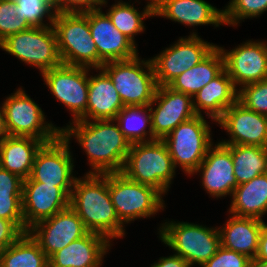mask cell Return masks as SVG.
Listing matches in <instances>:
<instances>
[{"label":"cell","instance_id":"obj_1","mask_svg":"<svg viewBox=\"0 0 267 267\" xmlns=\"http://www.w3.org/2000/svg\"><path fill=\"white\" fill-rule=\"evenodd\" d=\"M115 120H76L60 135L67 141L75 136L88 155L94 171L88 174L122 172L131 144L124 137ZM114 123V124H113Z\"/></svg>","mask_w":267,"mask_h":267},{"label":"cell","instance_id":"obj_2","mask_svg":"<svg viewBox=\"0 0 267 267\" xmlns=\"http://www.w3.org/2000/svg\"><path fill=\"white\" fill-rule=\"evenodd\" d=\"M69 206L89 232L101 234L108 240L124 236V224L119 220L109 194V173H86L85 178H76Z\"/></svg>","mask_w":267,"mask_h":267},{"label":"cell","instance_id":"obj_3","mask_svg":"<svg viewBox=\"0 0 267 267\" xmlns=\"http://www.w3.org/2000/svg\"><path fill=\"white\" fill-rule=\"evenodd\" d=\"M53 27L62 64L95 70L102 67L104 62L98 56L88 18L83 13H55Z\"/></svg>","mask_w":267,"mask_h":267},{"label":"cell","instance_id":"obj_4","mask_svg":"<svg viewBox=\"0 0 267 267\" xmlns=\"http://www.w3.org/2000/svg\"><path fill=\"white\" fill-rule=\"evenodd\" d=\"M121 173L164 194L175 175V167L166 144L155 139L131 144Z\"/></svg>","mask_w":267,"mask_h":267},{"label":"cell","instance_id":"obj_5","mask_svg":"<svg viewBox=\"0 0 267 267\" xmlns=\"http://www.w3.org/2000/svg\"><path fill=\"white\" fill-rule=\"evenodd\" d=\"M100 69L110 77L124 106H148L153 101L157 84L151 59L140 62L137 55L104 63Z\"/></svg>","mask_w":267,"mask_h":267},{"label":"cell","instance_id":"obj_6","mask_svg":"<svg viewBox=\"0 0 267 267\" xmlns=\"http://www.w3.org/2000/svg\"><path fill=\"white\" fill-rule=\"evenodd\" d=\"M159 229L160 238L167 246L188 262L204 265L219 249L218 228H207L188 222H165Z\"/></svg>","mask_w":267,"mask_h":267},{"label":"cell","instance_id":"obj_7","mask_svg":"<svg viewBox=\"0 0 267 267\" xmlns=\"http://www.w3.org/2000/svg\"><path fill=\"white\" fill-rule=\"evenodd\" d=\"M109 194L119 220L125 224L150 217L164 209L162 193L156 188L128 179L123 173H109Z\"/></svg>","mask_w":267,"mask_h":267},{"label":"cell","instance_id":"obj_8","mask_svg":"<svg viewBox=\"0 0 267 267\" xmlns=\"http://www.w3.org/2000/svg\"><path fill=\"white\" fill-rule=\"evenodd\" d=\"M209 129L204 116L196 115L182 122L163 139L175 168L180 165L188 175L195 174L213 145Z\"/></svg>","mask_w":267,"mask_h":267},{"label":"cell","instance_id":"obj_9","mask_svg":"<svg viewBox=\"0 0 267 267\" xmlns=\"http://www.w3.org/2000/svg\"><path fill=\"white\" fill-rule=\"evenodd\" d=\"M0 48L22 62L38 67L41 73L62 64L53 24L9 35L0 42Z\"/></svg>","mask_w":267,"mask_h":267},{"label":"cell","instance_id":"obj_10","mask_svg":"<svg viewBox=\"0 0 267 267\" xmlns=\"http://www.w3.org/2000/svg\"><path fill=\"white\" fill-rule=\"evenodd\" d=\"M6 132L10 136L32 137L44 143L55 140L60 128L45 121L42 109L19 88L2 104Z\"/></svg>","mask_w":267,"mask_h":267},{"label":"cell","instance_id":"obj_11","mask_svg":"<svg viewBox=\"0 0 267 267\" xmlns=\"http://www.w3.org/2000/svg\"><path fill=\"white\" fill-rule=\"evenodd\" d=\"M69 144L61 135L44 143L36 153L30 178L59 187L70 198L76 177L72 175L74 165Z\"/></svg>","mask_w":267,"mask_h":267},{"label":"cell","instance_id":"obj_12","mask_svg":"<svg viewBox=\"0 0 267 267\" xmlns=\"http://www.w3.org/2000/svg\"><path fill=\"white\" fill-rule=\"evenodd\" d=\"M216 47L202 40L195 32L187 38H180L151 59L157 86H167L174 78L200 63Z\"/></svg>","mask_w":267,"mask_h":267},{"label":"cell","instance_id":"obj_13","mask_svg":"<svg viewBox=\"0 0 267 267\" xmlns=\"http://www.w3.org/2000/svg\"><path fill=\"white\" fill-rule=\"evenodd\" d=\"M87 67L61 64L42 72L53 96L73 113V120H86L89 75Z\"/></svg>","mask_w":267,"mask_h":267},{"label":"cell","instance_id":"obj_14","mask_svg":"<svg viewBox=\"0 0 267 267\" xmlns=\"http://www.w3.org/2000/svg\"><path fill=\"white\" fill-rule=\"evenodd\" d=\"M88 232L82 219L70 206L28 229L48 258Z\"/></svg>","mask_w":267,"mask_h":267},{"label":"cell","instance_id":"obj_15","mask_svg":"<svg viewBox=\"0 0 267 267\" xmlns=\"http://www.w3.org/2000/svg\"><path fill=\"white\" fill-rule=\"evenodd\" d=\"M192 99L190 95L174 91L168 86H157L149 105L154 140H163L182 122L196 116ZM155 103L158 105L153 109L152 105Z\"/></svg>","mask_w":267,"mask_h":267},{"label":"cell","instance_id":"obj_16","mask_svg":"<svg viewBox=\"0 0 267 267\" xmlns=\"http://www.w3.org/2000/svg\"><path fill=\"white\" fill-rule=\"evenodd\" d=\"M224 57V69L234 86L267 79V44L248 41L231 51L219 47ZM226 51V52H225Z\"/></svg>","mask_w":267,"mask_h":267},{"label":"cell","instance_id":"obj_17","mask_svg":"<svg viewBox=\"0 0 267 267\" xmlns=\"http://www.w3.org/2000/svg\"><path fill=\"white\" fill-rule=\"evenodd\" d=\"M231 138L223 145H249L267 148V116L258 114L239 101L224 111L217 121Z\"/></svg>","mask_w":267,"mask_h":267},{"label":"cell","instance_id":"obj_18","mask_svg":"<svg viewBox=\"0 0 267 267\" xmlns=\"http://www.w3.org/2000/svg\"><path fill=\"white\" fill-rule=\"evenodd\" d=\"M69 200L59 187L33 181L30 177L23 180L22 213L25 233L35 223L67 209Z\"/></svg>","mask_w":267,"mask_h":267},{"label":"cell","instance_id":"obj_19","mask_svg":"<svg viewBox=\"0 0 267 267\" xmlns=\"http://www.w3.org/2000/svg\"><path fill=\"white\" fill-rule=\"evenodd\" d=\"M100 9L83 13L88 18L99 58L107 63L136 57L137 47L114 26L107 13H102Z\"/></svg>","mask_w":267,"mask_h":267},{"label":"cell","instance_id":"obj_20","mask_svg":"<svg viewBox=\"0 0 267 267\" xmlns=\"http://www.w3.org/2000/svg\"><path fill=\"white\" fill-rule=\"evenodd\" d=\"M211 146L196 173L202 172V185L213 197L232 195L238 186L234 176L231 150L220 142Z\"/></svg>","mask_w":267,"mask_h":267},{"label":"cell","instance_id":"obj_21","mask_svg":"<svg viewBox=\"0 0 267 267\" xmlns=\"http://www.w3.org/2000/svg\"><path fill=\"white\" fill-rule=\"evenodd\" d=\"M109 241L101 234L88 232L51 255L49 267H100Z\"/></svg>","mask_w":267,"mask_h":267},{"label":"cell","instance_id":"obj_22","mask_svg":"<svg viewBox=\"0 0 267 267\" xmlns=\"http://www.w3.org/2000/svg\"><path fill=\"white\" fill-rule=\"evenodd\" d=\"M154 16L166 17L187 26L212 24L218 27L224 24L223 10L204 0H156Z\"/></svg>","mask_w":267,"mask_h":267},{"label":"cell","instance_id":"obj_23","mask_svg":"<svg viewBox=\"0 0 267 267\" xmlns=\"http://www.w3.org/2000/svg\"><path fill=\"white\" fill-rule=\"evenodd\" d=\"M192 98L196 115H202L200 110L203 109L206 110L207 116L209 115L213 121L217 122L223 116L224 111L238 101V89L224 69Z\"/></svg>","mask_w":267,"mask_h":267},{"label":"cell","instance_id":"obj_24","mask_svg":"<svg viewBox=\"0 0 267 267\" xmlns=\"http://www.w3.org/2000/svg\"><path fill=\"white\" fill-rule=\"evenodd\" d=\"M263 220L232 215L225 227H218L221 246L254 259L258 250Z\"/></svg>","mask_w":267,"mask_h":267},{"label":"cell","instance_id":"obj_25","mask_svg":"<svg viewBox=\"0 0 267 267\" xmlns=\"http://www.w3.org/2000/svg\"><path fill=\"white\" fill-rule=\"evenodd\" d=\"M89 77L86 121L115 119L125 107L110 77L102 70Z\"/></svg>","mask_w":267,"mask_h":267},{"label":"cell","instance_id":"obj_26","mask_svg":"<svg viewBox=\"0 0 267 267\" xmlns=\"http://www.w3.org/2000/svg\"><path fill=\"white\" fill-rule=\"evenodd\" d=\"M44 144L32 137L8 135L0 142L1 168L25 180L30 177L37 151Z\"/></svg>","mask_w":267,"mask_h":267},{"label":"cell","instance_id":"obj_27","mask_svg":"<svg viewBox=\"0 0 267 267\" xmlns=\"http://www.w3.org/2000/svg\"><path fill=\"white\" fill-rule=\"evenodd\" d=\"M267 212V173L238 185L232 193L229 213L262 220Z\"/></svg>","mask_w":267,"mask_h":267},{"label":"cell","instance_id":"obj_28","mask_svg":"<svg viewBox=\"0 0 267 267\" xmlns=\"http://www.w3.org/2000/svg\"><path fill=\"white\" fill-rule=\"evenodd\" d=\"M224 70V57L217 46L206 58L174 78L167 86L193 97Z\"/></svg>","mask_w":267,"mask_h":267},{"label":"cell","instance_id":"obj_29","mask_svg":"<svg viewBox=\"0 0 267 267\" xmlns=\"http://www.w3.org/2000/svg\"><path fill=\"white\" fill-rule=\"evenodd\" d=\"M231 150L237 184L249 182L267 173V148L249 145H226Z\"/></svg>","mask_w":267,"mask_h":267},{"label":"cell","instance_id":"obj_30","mask_svg":"<svg viewBox=\"0 0 267 267\" xmlns=\"http://www.w3.org/2000/svg\"><path fill=\"white\" fill-rule=\"evenodd\" d=\"M0 267H49V260L27 232L0 251Z\"/></svg>","mask_w":267,"mask_h":267},{"label":"cell","instance_id":"obj_31","mask_svg":"<svg viewBox=\"0 0 267 267\" xmlns=\"http://www.w3.org/2000/svg\"><path fill=\"white\" fill-rule=\"evenodd\" d=\"M147 111H149L147 113ZM130 144L154 140L150 106H125L114 119ZM149 124V131L146 126ZM149 132V133H148ZM149 134V137L146 136ZM150 138V139H148Z\"/></svg>","mask_w":267,"mask_h":267},{"label":"cell","instance_id":"obj_32","mask_svg":"<svg viewBox=\"0 0 267 267\" xmlns=\"http://www.w3.org/2000/svg\"><path fill=\"white\" fill-rule=\"evenodd\" d=\"M107 15L114 26L123 33L134 45V36L144 30L143 18L154 16V3L148 2L142 13L138 12L133 5L126 2H117L112 5Z\"/></svg>","mask_w":267,"mask_h":267},{"label":"cell","instance_id":"obj_33","mask_svg":"<svg viewBox=\"0 0 267 267\" xmlns=\"http://www.w3.org/2000/svg\"><path fill=\"white\" fill-rule=\"evenodd\" d=\"M266 10L267 0H231L223 10V22L234 26L239 20L257 17Z\"/></svg>","mask_w":267,"mask_h":267},{"label":"cell","instance_id":"obj_34","mask_svg":"<svg viewBox=\"0 0 267 267\" xmlns=\"http://www.w3.org/2000/svg\"><path fill=\"white\" fill-rule=\"evenodd\" d=\"M16 3L17 16L26 20L30 27H46L43 18L48 17L49 23L53 24L55 12L43 0H12ZM52 10V11H51ZM47 15V16H46Z\"/></svg>","mask_w":267,"mask_h":267},{"label":"cell","instance_id":"obj_35","mask_svg":"<svg viewBox=\"0 0 267 267\" xmlns=\"http://www.w3.org/2000/svg\"><path fill=\"white\" fill-rule=\"evenodd\" d=\"M239 88L238 101L246 108L267 116V79Z\"/></svg>","mask_w":267,"mask_h":267},{"label":"cell","instance_id":"obj_36","mask_svg":"<svg viewBox=\"0 0 267 267\" xmlns=\"http://www.w3.org/2000/svg\"><path fill=\"white\" fill-rule=\"evenodd\" d=\"M26 20L17 16L16 3L12 0H0V42L9 35L29 29Z\"/></svg>","mask_w":267,"mask_h":267},{"label":"cell","instance_id":"obj_37","mask_svg":"<svg viewBox=\"0 0 267 267\" xmlns=\"http://www.w3.org/2000/svg\"><path fill=\"white\" fill-rule=\"evenodd\" d=\"M250 258L246 255L220 246L218 251L202 267H248Z\"/></svg>","mask_w":267,"mask_h":267},{"label":"cell","instance_id":"obj_38","mask_svg":"<svg viewBox=\"0 0 267 267\" xmlns=\"http://www.w3.org/2000/svg\"><path fill=\"white\" fill-rule=\"evenodd\" d=\"M23 179L0 168V199H22Z\"/></svg>","mask_w":267,"mask_h":267},{"label":"cell","instance_id":"obj_39","mask_svg":"<svg viewBox=\"0 0 267 267\" xmlns=\"http://www.w3.org/2000/svg\"><path fill=\"white\" fill-rule=\"evenodd\" d=\"M106 3V0H56V13H84Z\"/></svg>","mask_w":267,"mask_h":267},{"label":"cell","instance_id":"obj_40","mask_svg":"<svg viewBox=\"0 0 267 267\" xmlns=\"http://www.w3.org/2000/svg\"><path fill=\"white\" fill-rule=\"evenodd\" d=\"M0 218L14 222L25 233L22 199H0Z\"/></svg>","mask_w":267,"mask_h":267},{"label":"cell","instance_id":"obj_41","mask_svg":"<svg viewBox=\"0 0 267 267\" xmlns=\"http://www.w3.org/2000/svg\"><path fill=\"white\" fill-rule=\"evenodd\" d=\"M23 234L14 222L0 218V251L12 245Z\"/></svg>","mask_w":267,"mask_h":267},{"label":"cell","instance_id":"obj_42","mask_svg":"<svg viewBox=\"0 0 267 267\" xmlns=\"http://www.w3.org/2000/svg\"><path fill=\"white\" fill-rule=\"evenodd\" d=\"M151 267H190V265L181 256L174 254L169 257H161L159 262L154 263Z\"/></svg>","mask_w":267,"mask_h":267},{"label":"cell","instance_id":"obj_43","mask_svg":"<svg viewBox=\"0 0 267 267\" xmlns=\"http://www.w3.org/2000/svg\"><path fill=\"white\" fill-rule=\"evenodd\" d=\"M256 259L267 261V224L263 227L260 237Z\"/></svg>","mask_w":267,"mask_h":267},{"label":"cell","instance_id":"obj_44","mask_svg":"<svg viewBox=\"0 0 267 267\" xmlns=\"http://www.w3.org/2000/svg\"><path fill=\"white\" fill-rule=\"evenodd\" d=\"M8 134L5 128L4 113L2 107L0 108V142L7 137Z\"/></svg>","mask_w":267,"mask_h":267},{"label":"cell","instance_id":"obj_45","mask_svg":"<svg viewBox=\"0 0 267 267\" xmlns=\"http://www.w3.org/2000/svg\"><path fill=\"white\" fill-rule=\"evenodd\" d=\"M248 267H267V261L260 259H250Z\"/></svg>","mask_w":267,"mask_h":267},{"label":"cell","instance_id":"obj_46","mask_svg":"<svg viewBox=\"0 0 267 267\" xmlns=\"http://www.w3.org/2000/svg\"><path fill=\"white\" fill-rule=\"evenodd\" d=\"M45 1L56 13V0H43Z\"/></svg>","mask_w":267,"mask_h":267}]
</instances>
